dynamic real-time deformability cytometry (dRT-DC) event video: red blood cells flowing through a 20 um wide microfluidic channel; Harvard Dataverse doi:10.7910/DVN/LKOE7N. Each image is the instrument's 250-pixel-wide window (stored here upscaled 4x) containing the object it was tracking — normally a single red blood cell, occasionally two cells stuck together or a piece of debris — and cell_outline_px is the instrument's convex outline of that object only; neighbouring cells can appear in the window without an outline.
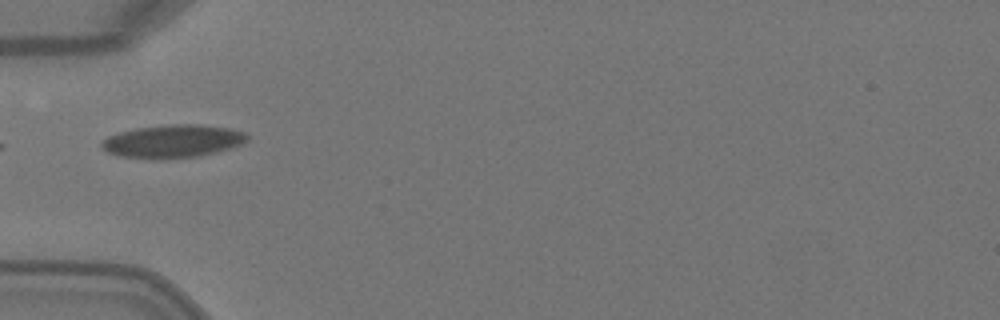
{"species": "Egyptian fruit bat (a non-hibernating species)", "species_latin": "Rousettus aegyptiacus", "temperature_condition": "warm", "stored_images_in_passage": 2, "camera_frame_rate_fps": 3000, "um_per_image_px": 0.085, "animal": {"sex": "female"}, "frame": {"image": 1, "passage_image": 1, "time_ms": 0.0, "image_size_px": [1000, 320], "cell_outline_px": [[248, 140], [240, 144], [216, 152], [200, 156], [156, 160], [120, 156], [108, 152], [100, 144], [108, 136], [120, 132], [136, 128], [172, 124], [200, 124], [232, 128], [244, 132], [248, 136]], "centroid_in_image_um": [14.7, 12.01], "position_along_channel_um": 70.3, "area_um2": 28.03}}
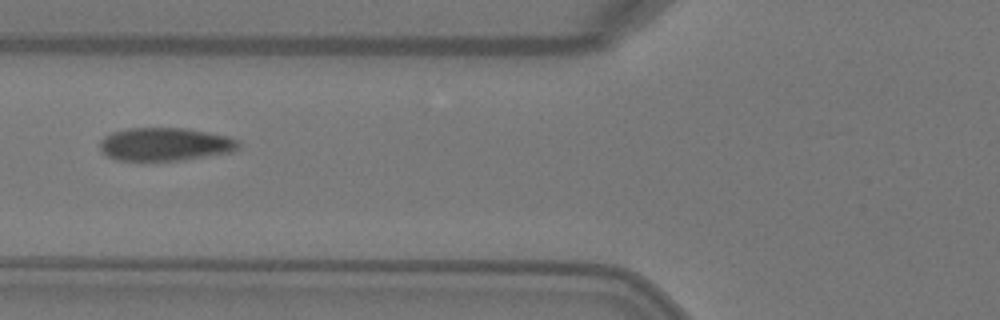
{"frame": {"image": 2, "passage_image": 2, "time_ms": 0.333, "image_size_px": [1000, 320], "cell_outline_px": [[240, 148], [232, 152], [184, 160], [116, 160], [108, 156], [100, 148], [100, 140], [104, 136], [112, 132], [128, 128], [188, 128], [228, 136], [236, 140], [240, 144]], "centroid_in_image_um": [14.05, 12.25], "position_along_channel_um": 111.7, "area_um2": 26.82}}